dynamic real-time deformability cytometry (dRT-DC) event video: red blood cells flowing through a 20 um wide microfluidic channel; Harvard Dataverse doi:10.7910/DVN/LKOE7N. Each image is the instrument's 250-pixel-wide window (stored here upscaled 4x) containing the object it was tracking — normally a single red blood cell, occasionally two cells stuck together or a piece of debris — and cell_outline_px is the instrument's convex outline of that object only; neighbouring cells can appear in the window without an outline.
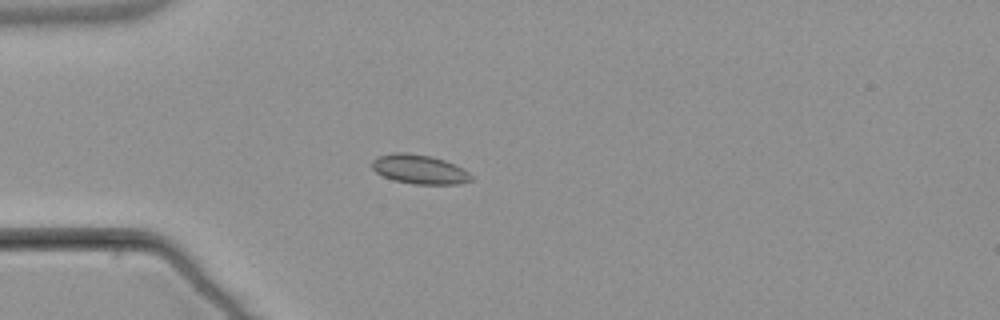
{"species": "common noctule bat (a hibernating species)", "species_latin": "Nyctalus noctula", "temperature_condition": "warm", "stored_images_in_passage": 6, "camera_frame_rate_fps": 3000, "um_per_image_px": 0.085, "animal": {"sex": "male", "body_mass_g": 21.5, "forearm_length_mm": 52.0}, "frame": {"image": 1, "passage_image": 5, "time_ms": 5.0, "image_size_px": [1000, 320], "cell_outline_px": [[472, 180], [460, 184], [412, 184], [392, 180], [376, 172], [372, 168], [372, 160], [376, 156], [392, 152], [408, 152], [432, 156], [444, 160], [464, 168], [472, 176]], "centroid_in_image_um": [35.63, 14.38], "position_along_channel_um": 49.4, "area_um2": 17.17}}